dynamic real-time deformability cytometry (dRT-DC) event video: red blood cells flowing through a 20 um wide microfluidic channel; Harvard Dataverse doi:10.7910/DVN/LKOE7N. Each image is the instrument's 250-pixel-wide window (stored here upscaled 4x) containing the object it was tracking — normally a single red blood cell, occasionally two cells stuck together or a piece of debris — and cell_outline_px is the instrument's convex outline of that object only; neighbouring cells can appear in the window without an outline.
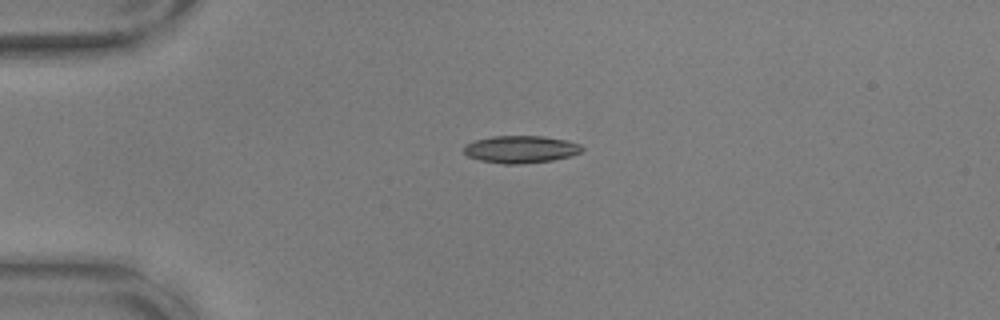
{"species": "common noctule bat (a hibernating species)", "species_latin": "Nyctalus noctula", "temperature_condition": "warm", "stored_images_in_passage": 39, "camera_frame_rate_fps": 3000, "um_per_image_px": 0.085, "animal": {"sex": "male", "body_mass_g": 17.9, "forearm_length_mm": 54.2}, "frame": {"image": 1, "passage_image": 1, "time_ms": 0.0, "image_size_px": [1000, 320], "cell_outline_px": [[584, 148], [580, 152], [572, 156], [552, 160], [516, 164], [504, 164], [480, 160], [468, 156], [464, 152], [464, 144], [476, 140], [492, 136], [544, 136], [568, 140], [580, 144]], "centroid_in_image_um": [44.28, 12.68], "position_along_channel_um": 40.7, "area_um2": 18.84}}
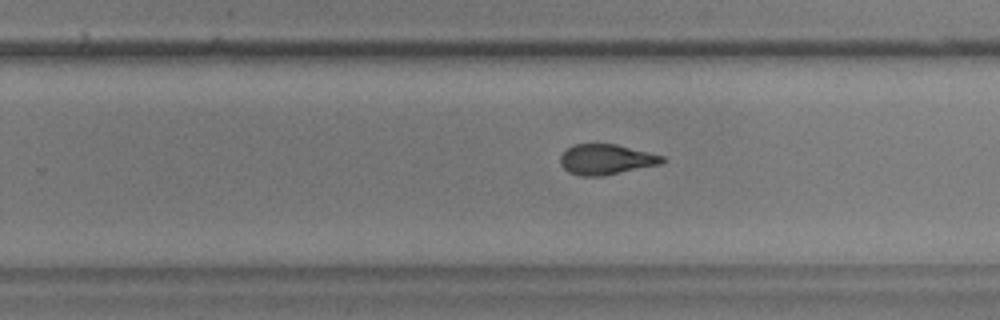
{"frame": {"image": 2, "passage_image": 23, "time_ms": 7.333, "image_size_px": [1000, 320], "cell_outline_px": [[664, 160], [660, 164], [600, 176], [580, 176], [568, 172], [560, 164], [560, 156], [572, 144], [616, 144], [664, 156]], "centroid_in_image_um": [51.48, 13.54], "position_along_channel_um": 278.3, "area_um2": 17.8}, "authors_computed_cell_mechanics": {"area_um2": 18.496, "velocity_mm_per_s": 3.6489, "shape_relaxation_time_tau1_ms": 3.2891, "shape_relaxation_time_tau2_ms": 1.6968, "deformation_change_tau1": 0.1641, "deformation_change_tau2": 0.0789}}